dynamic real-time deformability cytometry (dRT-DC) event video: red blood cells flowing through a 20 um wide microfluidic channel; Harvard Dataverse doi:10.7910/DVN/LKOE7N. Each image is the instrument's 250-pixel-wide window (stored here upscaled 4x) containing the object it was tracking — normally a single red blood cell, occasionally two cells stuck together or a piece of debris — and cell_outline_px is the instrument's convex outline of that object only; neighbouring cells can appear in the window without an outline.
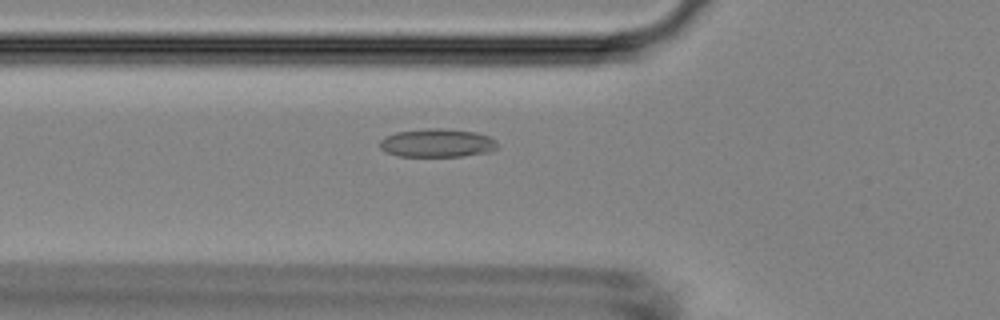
{"species": "Egyptian fruit bat (a non-hibernating species)", "species_latin": "Rousettus aegyptiacus", "temperature_condition": "room temperature", "stored_images_in_passage": 50, "camera_frame_rate_fps": 3000, "um_per_image_px": 0.085, "animal": {"sex": "female"}, "frame": {"image": 1, "passage_image": 16, "time_ms": 5.0, "image_size_px": [1000, 320], "cell_outline_px": [[496, 148], [492, 152], [460, 156], [396, 156], [384, 152], [380, 148], [380, 140], [384, 136], [396, 132], [428, 128], [444, 128], [476, 132], [488, 136], [496, 140]], "centroid_in_image_um": [37.13, 12.15], "position_along_channel_um": 88.7, "area_um2": 19.65}}
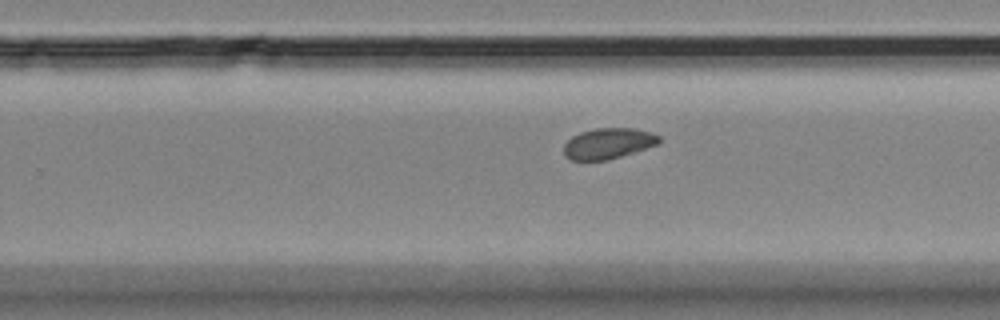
{"frame": {"image": 2, "passage_image": 31, "time_ms": 10.0, "image_size_px": [1000, 320], "cell_outline_px": [[660, 144], [636, 152], [608, 160], [568, 160], [564, 156], [564, 144], [572, 136], [580, 132], [596, 128], [636, 128], [652, 132], [660, 136]], "centroid_in_image_um": [51.72, 12.19], "position_along_channel_um": 278.1, "area_um2": 17.4}}
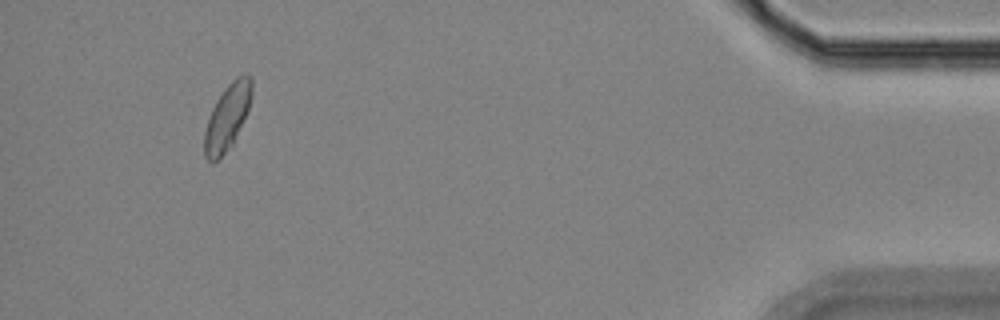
{"frame": {"image": 3, "passage_image": 47, "time_ms": 15.333, "image_size_px": [1000, 320], "cell_outline_px": [[252, 92], [248, 108], [232, 144], [220, 160], [212, 164], [204, 156], [204, 132], [212, 108], [216, 100], [224, 88], [236, 76], [248, 72], [252, 76]], "centroid_in_image_um": [19.3, 9.95], "position_along_channel_um": 415.9, "area_um2": 18.21}}